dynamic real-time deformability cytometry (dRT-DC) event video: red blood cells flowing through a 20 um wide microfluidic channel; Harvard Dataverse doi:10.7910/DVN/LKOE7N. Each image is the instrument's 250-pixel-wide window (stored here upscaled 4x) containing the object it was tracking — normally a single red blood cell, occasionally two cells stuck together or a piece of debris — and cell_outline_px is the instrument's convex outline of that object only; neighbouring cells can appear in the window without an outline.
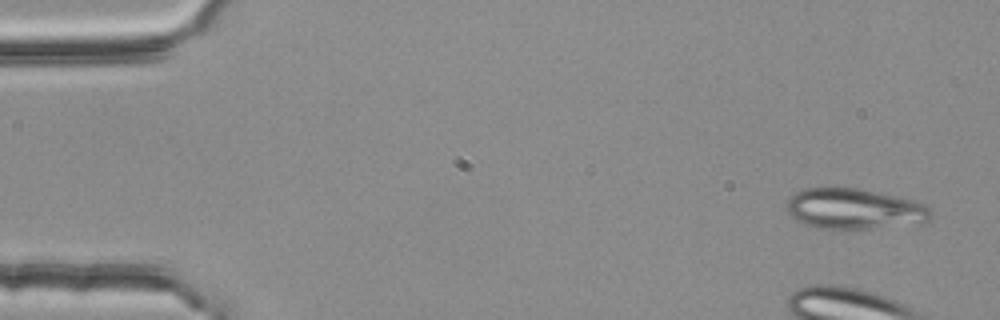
{"species": "common noctule bat (a hibernating species)", "species_latin": "Nyctalus noctula", "temperature_condition": "room temperature", "stored_images_in_passage": 4, "camera_frame_rate_fps": 3000, "um_per_image_px": 0.085, "animal": {"sex": "female", "body_mass_g": 25.1}, "frame": {"image": 1, "passage_image": 1, "time_ms": 0.0, "image_size_px": [1000, 320], "cell_outline_px": [[932, 212], [928, 220], [920, 224], [848, 232], [820, 228], [804, 224], [796, 220], [788, 212], [788, 200], [796, 192], [804, 188], [860, 188], [900, 196], [916, 200], [928, 204], [932, 208]], "centroid_in_image_um": [72.72, 17.79], "position_along_channel_um": 12.3, "area_um2": 35.43}}